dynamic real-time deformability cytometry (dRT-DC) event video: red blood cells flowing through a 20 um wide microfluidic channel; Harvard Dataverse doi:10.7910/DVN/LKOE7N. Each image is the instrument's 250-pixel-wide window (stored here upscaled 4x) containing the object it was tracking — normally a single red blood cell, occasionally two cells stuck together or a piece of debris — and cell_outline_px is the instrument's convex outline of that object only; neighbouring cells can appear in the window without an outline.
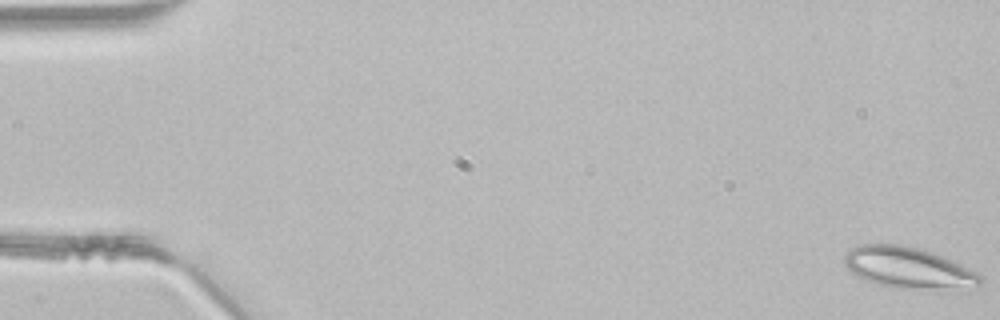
{"species": "common noctule bat (a hibernating species)", "species_latin": "Nyctalus noctula", "temperature_condition": "room temperature", "stored_images_in_passage": 48, "camera_frame_rate_fps": 3000, "um_per_image_px": 0.085, "animal": {"sex": "male", "body_mass_g": 21.5, "forearm_length_mm": 52.0}, "frame": {"image": 1, "passage_image": 1, "time_ms": 0.0, "image_size_px": [1000, 320], "cell_outline_px": [[984, 284], [936, 292], [900, 288], [880, 284], [868, 280], [852, 272], [844, 264], [844, 256], [856, 244], [900, 244], [920, 248], [932, 252], [960, 264], [976, 272], [984, 280]], "centroid_in_image_um": [77.26, 22.78], "position_along_channel_um": 7.7, "area_um2": 32.89}}
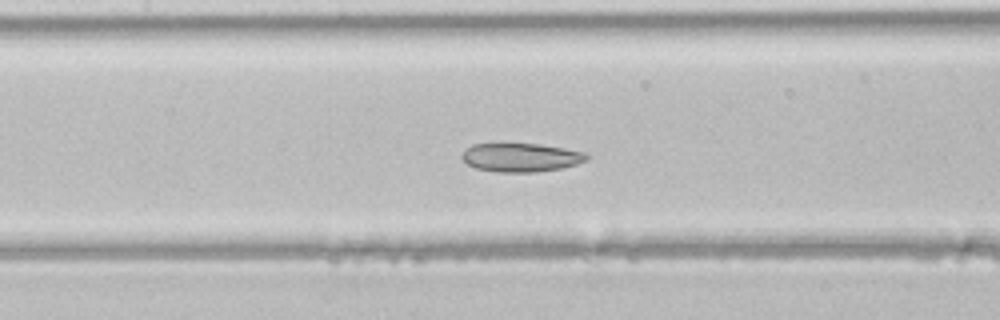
{"frame": {"image": 2, "passage_image": 22, "time_ms": 7.0, "image_size_px": [1000, 320], "cell_outline_px": [[588, 160], [576, 164], [560, 168], [536, 172], [496, 172], [476, 168], [468, 164], [460, 156], [472, 144], [504, 140], [540, 144], [564, 148], [584, 152], [588, 156]], "centroid_in_image_um": [44.23, 13.33], "position_along_channel_um": 163.2, "area_um2": 21.62}}
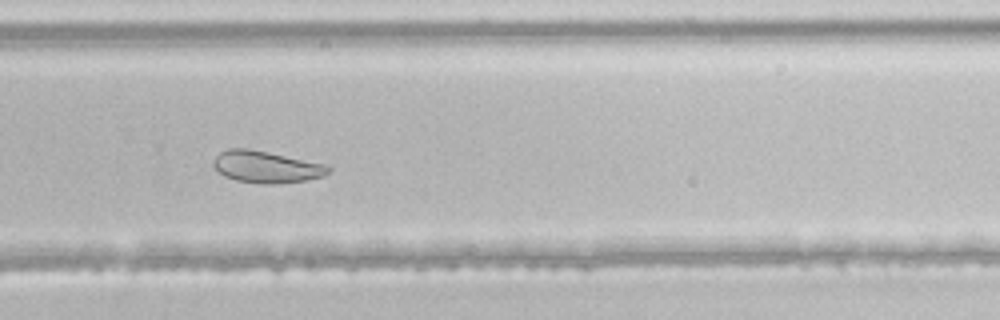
{"frame": {"image": 3, "passage_image": 32, "time_ms": 10.333, "image_size_px": [1000, 320], "cell_outline_px": [[332, 172], [324, 176], [304, 180], [276, 184], [260, 184], [236, 180], [224, 176], [212, 164], [212, 160], [220, 152], [228, 148], [248, 148], [328, 164], [332, 168]], "centroid_in_image_um": [22.67, 14.18], "position_along_channel_um": 307.1, "area_um2": 21.56}}